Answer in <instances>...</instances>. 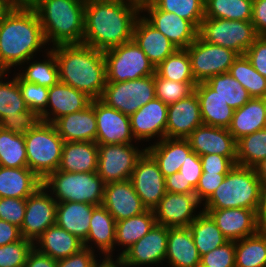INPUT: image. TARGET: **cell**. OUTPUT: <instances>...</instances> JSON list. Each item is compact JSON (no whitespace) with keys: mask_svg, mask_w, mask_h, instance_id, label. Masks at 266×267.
Segmentation results:
<instances>
[{"mask_svg":"<svg viewBox=\"0 0 266 267\" xmlns=\"http://www.w3.org/2000/svg\"><path fill=\"white\" fill-rule=\"evenodd\" d=\"M140 0H86L83 44L105 51L132 40Z\"/></svg>","mask_w":266,"mask_h":267,"instance_id":"6da1fadb","label":"cell"},{"mask_svg":"<svg viewBox=\"0 0 266 267\" xmlns=\"http://www.w3.org/2000/svg\"><path fill=\"white\" fill-rule=\"evenodd\" d=\"M41 22L33 7H12L0 22V69L29 63L45 46Z\"/></svg>","mask_w":266,"mask_h":267,"instance_id":"7a4b0ae2","label":"cell"},{"mask_svg":"<svg viewBox=\"0 0 266 267\" xmlns=\"http://www.w3.org/2000/svg\"><path fill=\"white\" fill-rule=\"evenodd\" d=\"M56 57L59 81L100 99L107 83L104 53L85 44H60L51 49Z\"/></svg>","mask_w":266,"mask_h":267,"instance_id":"3957f363","label":"cell"},{"mask_svg":"<svg viewBox=\"0 0 266 267\" xmlns=\"http://www.w3.org/2000/svg\"><path fill=\"white\" fill-rule=\"evenodd\" d=\"M86 0H38L33 6L46 43L82 44Z\"/></svg>","mask_w":266,"mask_h":267,"instance_id":"277c9868","label":"cell"},{"mask_svg":"<svg viewBox=\"0 0 266 267\" xmlns=\"http://www.w3.org/2000/svg\"><path fill=\"white\" fill-rule=\"evenodd\" d=\"M262 192L255 169L235 164L205 201L204 209L246 208L259 212Z\"/></svg>","mask_w":266,"mask_h":267,"instance_id":"5b68a950","label":"cell"},{"mask_svg":"<svg viewBox=\"0 0 266 267\" xmlns=\"http://www.w3.org/2000/svg\"><path fill=\"white\" fill-rule=\"evenodd\" d=\"M105 182L97 172L76 173L56 170L42 180V186L51 191L57 202H82L102 205Z\"/></svg>","mask_w":266,"mask_h":267,"instance_id":"8992f818","label":"cell"},{"mask_svg":"<svg viewBox=\"0 0 266 267\" xmlns=\"http://www.w3.org/2000/svg\"><path fill=\"white\" fill-rule=\"evenodd\" d=\"M28 168L41 180L58 170L64 140L52 123L41 121L25 136Z\"/></svg>","mask_w":266,"mask_h":267,"instance_id":"52a82bcc","label":"cell"},{"mask_svg":"<svg viewBox=\"0 0 266 267\" xmlns=\"http://www.w3.org/2000/svg\"><path fill=\"white\" fill-rule=\"evenodd\" d=\"M198 36L214 45L245 55L258 37L251 21L204 18L198 29Z\"/></svg>","mask_w":266,"mask_h":267,"instance_id":"ba28073f","label":"cell"},{"mask_svg":"<svg viewBox=\"0 0 266 267\" xmlns=\"http://www.w3.org/2000/svg\"><path fill=\"white\" fill-rule=\"evenodd\" d=\"M107 82L136 80L155 74V67L133 41L103 51Z\"/></svg>","mask_w":266,"mask_h":267,"instance_id":"9c48e42d","label":"cell"},{"mask_svg":"<svg viewBox=\"0 0 266 267\" xmlns=\"http://www.w3.org/2000/svg\"><path fill=\"white\" fill-rule=\"evenodd\" d=\"M155 98V74L124 82H107L100 100L130 116Z\"/></svg>","mask_w":266,"mask_h":267,"instance_id":"30bf717a","label":"cell"},{"mask_svg":"<svg viewBox=\"0 0 266 267\" xmlns=\"http://www.w3.org/2000/svg\"><path fill=\"white\" fill-rule=\"evenodd\" d=\"M186 49L196 83L206 82L215 75L228 73L230 66L239 56L235 51L210 44L199 36Z\"/></svg>","mask_w":266,"mask_h":267,"instance_id":"8fae6325","label":"cell"},{"mask_svg":"<svg viewBox=\"0 0 266 267\" xmlns=\"http://www.w3.org/2000/svg\"><path fill=\"white\" fill-rule=\"evenodd\" d=\"M145 151L132 143L98 144L97 173L105 183L128 180Z\"/></svg>","mask_w":266,"mask_h":267,"instance_id":"7c38bea8","label":"cell"},{"mask_svg":"<svg viewBox=\"0 0 266 267\" xmlns=\"http://www.w3.org/2000/svg\"><path fill=\"white\" fill-rule=\"evenodd\" d=\"M140 11L147 12L144 19L166 36L177 49H186L197 36L198 29L188 20L175 13L160 10L151 0H140Z\"/></svg>","mask_w":266,"mask_h":267,"instance_id":"4fadbf2b","label":"cell"},{"mask_svg":"<svg viewBox=\"0 0 266 267\" xmlns=\"http://www.w3.org/2000/svg\"><path fill=\"white\" fill-rule=\"evenodd\" d=\"M50 195L43 186H40L26 198V210L20 232L23 238L34 245L48 227L56 224L58 202Z\"/></svg>","mask_w":266,"mask_h":267,"instance_id":"5bb4252c","label":"cell"},{"mask_svg":"<svg viewBox=\"0 0 266 267\" xmlns=\"http://www.w3.org/2000/svg\"><path fill=\"white\" fill-rule=\"evenodd\" d=\"M130 180L147 210H154L166 194L165 177L146 151L137 160Z\"/></svg>","mask_w":266,"mask_h":267,"instance_id":"9a60e30c","label":"cell"},{"mask_svg":"<svg viewBox=\"0 0 266 267\" xmlns=\"http://www.w3.org/2000/svg\"><path fill=\"white\" fill-rule=\"evenodd\" d=\"M168 227L155 224L153 228L122 255L124 267L159 264L167 253Z\"/></svg>","mask_w":266,"mask_h":267,"instance_id":"2e32d148","label":"cell"},{"mask_svg":"<svg viewBox=\"0 0 266 267\" xmlns=\"http://www.w3.org/2000/svg\"><path fill=\"white\" fill-rule=\"evenodd\" d=\"M97 144H131L134 138L129 116L95 99Z\"/></svg>","mask_w":266,"mask_h":267,"instance_id":"e0dca14e","label":"cell"},{"mask_svg":"<svg viewBox=\"0 0 266 267\" xmlns=\"http://www.w3.org/2000/svg\"><path fill=\"white\" fill-rule=\"evenodd\" d=\"M199 204L195 193L166 192L154 209L156 224L169 228L188 227L198 216L193 213Z\"/></svg>","mask_w":266,"mask_h":267,"instance_id":"ac0fdd59","label":"cell"},{"mask_svg":"<svg viewBox=\"0 0 266 267\" xmlns=\"http://www.w3.org/2000/svg\"><path fill=\"white\" fill-rule=\"evenodd\" d=\"M215 221L228 241H238L259 230L258 211L246 208L202 209Z\"/></svg>","mask_w":266,"mask_h":267,"instance_id":"d6986e66","label":"cell"},{"mask_svg":"<svg viewBox=\"0 0 266 267\" xmlns=\"http://www.w3.org/2000/svg\"><path fill=\"white\" fill-rule=\"evenodd\" d=\"M186 139L189 141L191 149L199 156L218 154L229 157L235 164L237 162L236 140L228 128L202 124Z\"/></svg>","mask_w":266,"mask_h":267,"instance_id":"ffe728a7","label":"cell"},{"mask_svg":"<svg viewBox=\"0 0 266 267\" xmlns=\"http://www.w3.org/2000/svg\"><path fill=\"white\" fill-rule=\"evenodd\" d=\"M102 205L116 222L147 211L130 179L106 183Z\"/></svg>","mask_w":266,"mask_h":267,"instance_id":"44dd1931","label":"cell"},{"mask_svg":"<svg viewBox=\"0 0 266 267\" xmlns=\"http://www.w3.org/2000/svg\"><path fill=\"white\" fill-rule=\"evenodd\" d=\"M202 124L199 100L193 92L168 106L165 137L186 139Z\"/></svg>","mask_w":266,"mask_h":267,"instance_id":"7402d4cb","label":"cell"},{"mask_svg":"<svg viewBox=\"0 0 266 267\" xmlns=\"http://www.w3.org/2000/svg\"><path fill=\"white\" fill-rule=\"evenodd\" d=\"M167 112L168 105L155 97L130 115L129 120L134 139L147 141L156 135L157 138L160 137L158 140L165 138Z\"/></svg>","mask_w":266,"mask_h":267,"instance_id":"603a6c76","label":"cell"},{"mask_svg":"<svg viewBox=\"0 0 266 267\" xmlns=\"http://www.w3.org/2000/svg\"><path fill=\"white\" fill-rule=\"evenodd\" d=\"M92 100L93 99L84 92L58 81L49 88L47 107L50 108L51 106V110L46 109L40 115L41 120L43 122L53 123L56 119L64 115L87 108ZM48 110L50 112H48Z\"/></svg>","mask_w":266,"mask_h":267,"instance_id":"cb8c5ba5","label":"cell"},{"mask_svg":"<svg viewBox=\"0 0 266 267\" xmlns=\"http://www.w3.org/2000/svg\"><path fill=\"white\" fill-rule=\"evenodd\" d=\"M64 142H96L97 126L95 116V99L78 112L64 115L52 123Z\"/></svg>","mask_w":266,"mask_h":267,"instance_id":"d4e9b609","label":"cell"},{"mask_svg":"<svg viewBox=\"0 0 266 267\" xmlns=\"http://www.w3.org/2000/svg\"><path fill=\"white\" fill-rule=\"evenodd\" d=\"M132 40L142 49L155 68L177 50L166 36L141 15L135 22Z\"/></svg>","mask_w":266,"mask_h":267,"instance_id":"484cf974","label":"cell"},{"mask_svg":"<svg viewBox=\"0 0 266 267\" xmlns=\"http://www.w3.org/2000/svg\"><path fill=\"white\" fill-rule=\"evenodd\" d=\"M145 150L158 164L164 177L177 173L193 151L187 139L166 137Z\"/></svg>","mask_w":266,"mask_h":267,"instance_id":"4316f807","label":"cell"},{"mask_svg":"<svg viewBox=\"0 0 266 267\" xmlns=\"http://www.w3.org/2000/svg\"><path fill=\"white\" fill-rule=\"evenodd\" d=\"M200 258L188 227H168L165 261L167 259L171 267H197Z\"/></svg>","mask_w":266,"mask_h":267,"instance_id":"83f0119b","label":"cell"},{"mask_svg":"<svg viewBox=\"0 0 266 267\" xmlns=\"http://www.w3.org/2000/svg\"><path fill=\"white\" fill-rule=\"evenodd\" d=\"M194 92L199 100L203 124L228 128L234 114V109L228 106L226 101L206 82L197 83Z\"/></svg>","mask_w":266,"mask_h":267,"instance_id":"f1b7e54d","label":"cell"},{"mask_svg":"<svg viewBox=\"0 0 266 267\" xmlns=\"http://www.w3.org/2000/svg\"><path fill=\"white\" fill-rule=\"evenodd\" d=\"M98 144L91 141L64 142L58 170L65 172H97Z\"/></svg>","mask_w":266,"mask_h":267,"instance_id":"f546056e","label":"cell"},{"mask_svg":"<svg viewBox=\"0 0 266 267\" xmlns=\"http://www.w3.org/2000/svg\"><path fill=\"white\" fill-rule=\"evenodd\" d=\"M40 186L42 180L28 167L0 166V198L26 199Z\"/></svg>","mask_w":266,"mask_h":267,"instance_id":"4dcf8cb0","label":"cell"},{"mask_svg":"<svg viewBox=\"0 0 266 267\" xmlns=\"http://www.w3.org/2000/svg\"><path fill=\"white\" fill-rule=\"evenodd\" d=\"M266 128V98H251L234 110L228 131L237 141L243 136Z\"/></svg>","mask_w":266,"mask_h":267,"instance_id":"1f68e13d","label":"cell"},{"mask_svg":"<svg viewBox=\"0 0 266 267\" xmlns=\"http://www.w3.org/2000/svg\"><path fill=\"white\" fill-rule=\"evenodd\" d=\"M35 243L38 246L33 247L55 260L67 258L84 248L83 241L57 224L48 227Z\"/></svg>","mask_w":266,"mask_h":267,"instance_id":"d6a6232c","label":"cell"},{"mask_svg":"<svg viewBox=\"0 0 266 267\" xmlns=\"http://www.w3.org/2000/svg\"><path fill=\"white\" fill-rule=\"evenodd\" d=\"M95 206L82 202H58L56 224L84 241L89 234L90 220Z\"/></svg>","mask_w":266,"mask_h":267,"instance_id":"836d02e7","label":"cell"},{"mask_svg":"<svg viewBox=\"0 0 266 267\" xmlns=\"http://www.w3.org/2000/svg\"><path fill=\"white\" fill-rule=\"evenodd\" d=\"M116 221L103 205L93 208L90 220V229L87 238L83 241L85 248L90 247V242H94L98 250L105 256H111L115 246Z\"/></svg>","mask_w":266,"mask_h":267,"instance_id":"e575fe53","label":"cell"},{"mask_svg":"<svg viewBox=\"0 0 266 267\" xmlns=\"http://www.w3.org/2000/svg\"><path fill=\"white\" fill-rule=\"evenodd\" d=\"M156 224L154 210H147L141 214L116 222L115 245L125 246L120 256Z\"/></svg>","mask_w":266,"mask_h":267,"instance_id":"d590c367","label":"cell"},{"mask_svg":"<svg viewBox=\"0 0 266 267\" xmlns=\"http://www.w3.org/2000/svg\"><path fill=\"white\" fill-rule=\"evenodd\" d=\"M188 228L192 233L194 244L200 256L228 241L212 217L204 211L199 212L197 218L189 224Z\"/></svg>","mask_w":266,"mask_h":267,"instance_id":"8d00e7d4","label":"cell"},{"mask_svg":"<svg viewBox=\"0 0 266 267\" xmlns=\"http://www.w3.org/2000/svg\"><path fill=\"white\" fill-rule=\"evenodd\" d=\"M235 267H266V230L235 241Z\"/></svg>","mask_w":266,"mask_h":267,"instance_id":"74e56055","label":"cell"},{"mask_svg":"<svg viewBox=\"0 0 266 267\" xmlns=\"http://www.w3.org/2000/svg\"><path fill=\"white\" fill-rule=\"evenodd\" d=\"M229 73L252 98H266V78L257 72L245 55H239L230 66Z\"/></svg>","mask_w":266,"mask_h":267,"instance_id":"f35d334b","label":"cell"},{"mask_svg":"<svg viewBox=\"0 0 266 267\" xmlns=\"http://www.w3.org/2000/svg\"><path fill=\"white\" fill-rule=\"evenodd\" d=\"M251 0H205V18L251 21Z\"/></svg>","mask_w":266,"mask_h":267,"instance_id":"ab89813d","label":"cell"},{"mask_svg":"<svg viewBox=\"0 0 266 267\" xmlns=\"http://www.w3.org/2000/svg\"><path fill=\"white\" fill-rule=\"evenodd\" d=\"M206 83L234 110L242 107L252 98L249 92L229 72L215 75Z\"/></svg>","mask_w":266,"mask_h":267,"instance_id":"60d3db41","label":"cell"},{"mask_svg":"<svg viewBox=\"0 0 266 267\" xmlns=\"http://www.w3.org/2000/svg\"><path fill=\"white\" fill-rule=\"evenodd\" d=\"M155 73L180 83H196L187 49H177L155 68Z\"/></svg>","mask_w":266,"mask_h":267,"instance_id":"b9f144b4","label":"cell"},{"mask_svg":"<svg viewBox=\"0 0 266 267\" xmlns=\"http://www.w3.org/2000/svg\"><path fill=\"white\" fill-rule=\"evenodd\" d=\"M237 165L254 168L266 158V128L236 141Z\"/></svg>","mask_w":266,"mask_h":267,"instance_id":"7bdbcfd3","label":"cell"},{"mask_svg":"<svg viewBox=\"0 0 266 267\" xmlns=\"http://www.w3.org/2000/svg\"><path fill=\"white\" fill-rule=\"evenodd\" d=\"M0 166L28 167L23 135L13 134L0 128Z\"/></svg>","mask_w":266,"mask_h":267,"instance_id":"ee69618b","label":"cell"},{"mask_svg":"<svg viewBox=\"0 0 266 267\" xmlns=\"http://www.w3.org/2000/svg\"><path fill=\"white\" fill-rule=\"evenodd\" d=\"M47 58L42 62H32L30 63L24 72L17 73L23 80L36 83L37 85L45 86L50 88L59 81L58 66L56 62V57L53 51H47Z\"/></svg>","mask_w":266,"mask_h":267,"instance_id":"f6af8a7d","label":"cell"},{"mask_svg":"<svg viewBox=\"0 0 266 267\" xmlns=\"http://www.w3.org/2000/svg\"><path fill=\"white\" fill-rule=\"evenodd\" d=\"M160 10L177 14L199 29L205 18V0H151Z\"/></svg>","mask_w":266,"mask_h":267,"instance_id":"bcb514c9","label":"cell"},{"mask_svg":"<svg viewBox=\"0 0 266 267\" xmlns=\"http://www.w3.org/2000/svg\"><path fill=\"white\" fill-rule=\"evenodd\" d=\"M0 74V121L7 115H18V112L27 111L28 107L22 97L17 79L3 82V76ZM2 78V79H1Z\"/></svg>","mask_w":266,"mask_h":267,"instance_id":"7dc6e473","label":"cell"},{"mask_svg":"<svg viewBox=\"0 0 266 267\" xmlns=\"http://www.w3.org/2000/svg\"><path fill=\"white\" fill-rule=\"evenodd\" d=\"M197 83H180L159 77L155 73V97L168 106L187 98L194 92Z\"/></svg>","mask_w":266,"mask_h":267,"instance_id":"c3c4849f","label":"cell"},{"mask_svg":"<svg viewBox=\"0 0 266 267\" xmlns=\"http://www.w3.org/2000/svg\"><path fill=\"white\" fill-rule=\"evenodd\" d=\"M15 78L18 81L22 97L28 109L36 111L41 115L47 109L49 88L37 85L36 83L27 82L18 74Z\"/></svg>","mask_w":266,"mask_h":267,"instance_id":"681fc988","label":"cell"},{"mask_svg":"<svg viewBox=\"0 0 266 267\" xmlns=\"http://www.w3.org/2000/svg\"><path fill=\"white\" fill-rule=\"evenodd\" d=\"M34 244L25 239L0 246V267H24L29 251Z\"/></svg>","mask_w":266,"mask_h":267,"instance_id":"f907efd6","label":"cell"},{"mask_svg":"<svg viewBox=\"0 0 266 267\" xmlns=\"http://www.w3.org/2000/svg\"><path fill=\"white\" fill-rule=\"evenodd\" d=\"M41 121V117L36 111L28 109L27 111L18 112V115L5 116L0 121V128L6 131H10L13 134L25 136Z\"/></svg>","mask_w":266,"mask_h":267,"instance_id":"816d5d0a","label":"cell"},{"mask_svg":"<svg viewBox=\"0 0 266 267\" xmlns=\"http://www.w3.org/2000/svg\"><path fill=\"white\" fill-rule=\"evenodd\" d=\"M202 267H235V241H227L220 247L201 256Z\"/></svg>","mask_w":266,"mask_h":267,"instance_id":"f5cc1de1","label":"cell"},{"mask_svg":"<svg viewBox=\"0 0 266 267\" xmlns=\"http://www.w3.org/2000/svg\"><path fill=\"white\" fill-rule=\"evenodd\" d=\"M26 199L0 198V219L9 222L19 228L24 220Z\"/></svg>","mask_w":266,"mask_h":267,"instance_id":"db71d44e","label":"cell"},{"mask_svg":"<svg viewBox=\"0 0 266 267\" xmlns=\"http://www.w3.org/2000/svg\"><path fill=\"white\" fill-rule=\"evenodd\" d=\"M227 174H217L202 172L198 185L195 188L197 200L206 201L216 190V188L223 182Z\"/></svg>","mask_w":266,"mask_h":267,"instance_id":"11a10c76","label":"cell"},{"mask_svg":"<svg viewBox=\"0 0 266 267\" xmlns=\"http://www.w3.org/2000/svg\"><path fill=\"white\" fill-rule=\"evenodd\" d=\"M245 56L254 69L266 78V36H258Z\"/></svg>","mask_w":266,"mask_h":267,"instance_id":"9f6ffc18","label":"cell"},{"mask_svg":"<svg viewBox=\"0 0 266 267\" xmlns=\"http://www.w3.org/2000/svg\"><path fill=\"white\" fill-rule=\"evenodd\" d=\"M179 172L182 173L185 185H191L195 189L203 172L200 156L192 151L182 164Z\"/></svg>","mask_w":266,"mask_h":267,"instance_id":"6f0895ef","label":"cell"},{"mask_svg":"<svg viewBox=\"0 0 266 267\" xmlns=\"http://www.w3.org/2000/svg\"><path fill=\"white\" fill-rule=\"evenodd\" d=\"M202 171L217 174H228L235 163L226 156L218 154H205L200 156Z\"/></svg>","mask_w":266,"mask_h":267,"instance_id":"680465c9","label":"cell"},{"mask_svg":"<svg viewBox=\"0 0 266 267\" xmlns=\"http://www.w3.org/2000/svg\"><path fill=\"white\" fill-rule=\"evenodd\" d=\"M93 251L84 247L67 258L57 260L56 267H92L96 261Z\"/></svg>","mask_w":266,"mask_h":267,"instance_id":"91938a15","label":"cell"},{"mask_svg":"<svg viewBox=\"0 0 266 267\" xmlns=\"http://www.w3.org/2000/svg\"><path fill=\"white\" fill-rule=\"evenodd\" d=\"M251 22L258 36H266V0H255Z\"/></svg>","mask_w":266,"mask_h":267,"instance_id":"94428289","label":"cell"},{"mask_svg":"<svg viewBox=\"0 0 266 267\" xmlns=\"http://www.w3.org/2000/svg\"><path fill=\"white\" fill-rule=\"evenodd\" d=\"M166 192L169 193H194L195 189L191 185H185V180L181 172L173 173L165 177Z\"/></svg>","mask_w":266,"mask_h":267,"instance_id":"6125c7cd","label":"cell"},{"mask_svg":"<svg viewBox=\"0 0 266 267\" xmlns=\"http://www.w3.org/2000/svg\"><path fill=\"white\" fill-rule=\"evenodd\" d=\"M57 260L41 253L33 247L27 256L24 267H56Z\"/></svg>","mask_w":266,"mask_h":267,"instance_id":"be15d7a7","label":"cell"},{"mask_svg":"<svg viewBox=\"0 0 266 267\" xmlns=\"http://www.w3.org/2000/svg\"><path fill=\"white\" fill-rule=\"evenodd\" d=\"M21 238L19 227L0 219V246L16 242Z\"/></svg>","mask_w":266,"mask_h":267,"instance_id":"e7e4bbea","label":"cell"},{"mask_svg":"<svg viewBox=\"0 0 266 267\" xmlns=\"http://www.w3.org/2000/svg\"><path fill=\"white\" fill-rule=\"evenodd\" d=\"M258 224L260 230H266V185L263 186L261 206L258 212Z\"/></svg>","mask_w":266,"mask_h":267,"instance_id":"03108f58","label":"cell"},{"mask_svg":"<svg viewBox=\"0 0 266 267\" xmlns=\"http://www.w3.org/2000/svg\"><path fill=\"white\" fill-rule=\"evenodd\" d=\"M113 256H105L103 259V262H98L97 260L94 262L92 267H124L123 261L121 256H117L118 258L116 261H113L114 259L112 258ZM98 262V263H97Z\"/></svg>","mask_w":266,"mask_h":267,"instance_id":"003e7915","label":"cell"},{"mask_svg":"<svg viewBox=\"0 0 266 267\" xmlns=\"http://www.w3.org/2000/svg\"><path fill=\"white\" fill-rule=\"evenodd\" d=\"M262 186L266 185V158L254 167Z\"/></svg>","mask_w":266,"mask_h":267,"instance_id":"a7ac6f4b","label":"cell"},{"mask_svg":"<svg viewBox=\"0 0 266 267\" xmlns=\"http://www.w3.org/2000/svg\"><path fill=\"white\" fill-rule=\"evenodd\" d=\"M12 7H33L38 0H6Z\"/></svg>","mask_w":266,"mask_h":267,"instance_id":"89a4df30","label":"cell"},{"mask_svg":"<svg viewBox=\"0 0 266 267\" xmlns=\"http://www.w3.org/2000/svg\"><path fill=\"white\" fill-rule=\"evenodd\" d=\"M12 6L6 0H0V22Z\"/></svg>","mask_w":266,"mask_h":267,"instance_id":"2644e50d","label":"cell"}]
</instances>
